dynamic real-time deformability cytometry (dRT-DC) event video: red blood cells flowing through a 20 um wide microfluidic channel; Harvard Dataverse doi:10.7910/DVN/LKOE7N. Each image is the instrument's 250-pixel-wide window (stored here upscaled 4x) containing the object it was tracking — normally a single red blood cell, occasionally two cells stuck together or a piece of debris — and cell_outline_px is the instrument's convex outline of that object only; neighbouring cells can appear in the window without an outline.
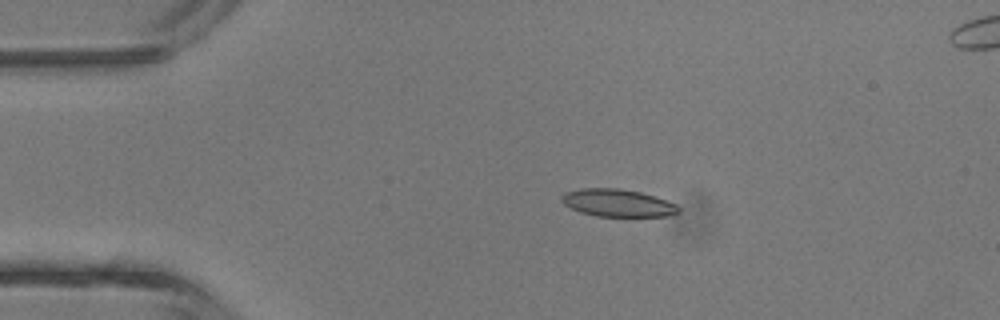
{"species": "common noctule bat (a hibernating species)", "species_latin": "Nyctalus noctula", "temperature_condition": "room temperature", "stored_images_in_passage": 5, "camera_frame_rate_fps": 3000, "um_per_image_px": 0.085, "animal": {"sex": "male", "body_mass_g": 13.3}, "frame": {"image": 1, "passage_image": 3, "time_ms": 2.667, "image_size_px": [1000, 320], "cell_outline_px": [[680, 212], [672, 216], [596, 216], [580, 212], [564, 204], [560, 200], [560, 196], [564, 192], [580, 188], [620, 188], [640, 192], [656, 196], [676, 204], [680, 208]], "centroid_in_image_um": [52.51, 17.24], "position_along_channel_um": 32.5, "area_um2": 18.96}}